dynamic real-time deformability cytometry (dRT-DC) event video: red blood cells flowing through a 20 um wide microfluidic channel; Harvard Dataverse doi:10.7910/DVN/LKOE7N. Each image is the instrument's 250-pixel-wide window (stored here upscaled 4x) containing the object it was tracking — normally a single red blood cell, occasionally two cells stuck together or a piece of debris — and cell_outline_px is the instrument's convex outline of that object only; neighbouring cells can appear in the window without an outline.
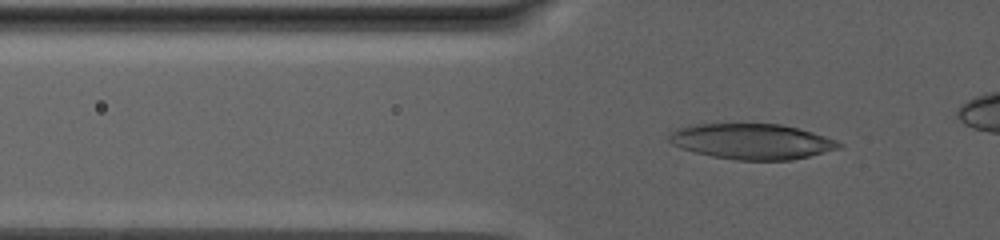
{"species": "human", "species_latin": "Homo sapiens", "temperature_condition": "warm", "stored_images_in_passage": 80, "camera_frame_rate_fps": 3000, "um_per_image_px": 0.085, "donor": {"sex": "male"}, "frame": {"image": 1, "passage_image": 33, "time_ms": 10.667, "image_size_px": [1000, 240], "cell_outline_px": [[844, 144], [840, 148], [792, 160], [736, 160], [712, 156], [680, 148], [672, 144], [668, 140], [668, 136], [676, 128], [696, 124], [780, 124], [812, 132], [836, 140]], "centroid_in_image_um": [63.89, 12.02], "position_along_channel_um": 61.9, "area_um2": 34.97}}
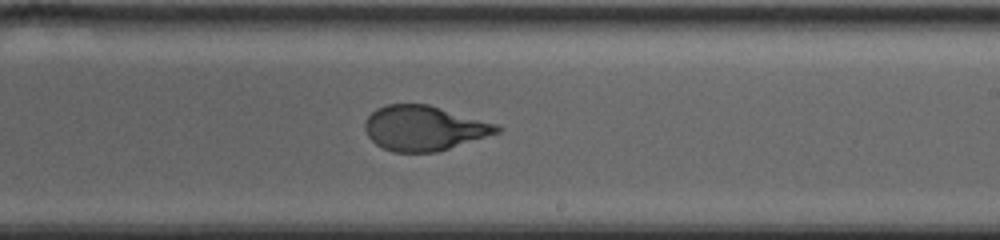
{"frame": {"image": 2, "passage_image": 57, "time_ms": 18.667, "image_size_px": [1000, 240], "cell_outline_px": [[500, 132], [436, 152], [392, 152], [376, 144], [368, 136], [364, 128], [364, 124], [368, 116], [376, 108], [388, 104], [428, 104], [496, 124], [500, 128]], "centroid_in_image_um": [36.0, 10.89], "position_along_channel_um": 253.0, "area_um2": 34.16}}
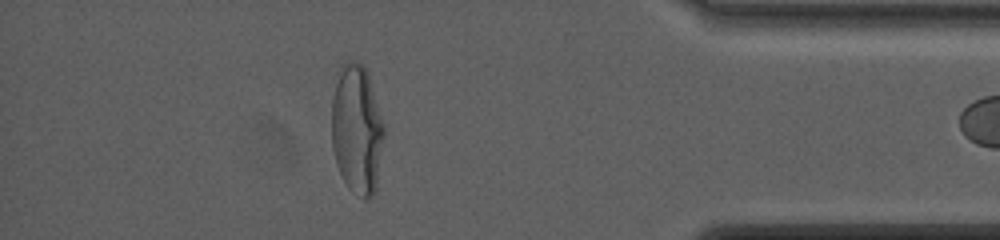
{"frame": {"image": 3, "passage_image": 78, "time_ms": 25.667, "image_size_px": [1000, 240], "cell_outline_px": [[384, 136], [376, 188], [372, 196], [364, 200], [348, 188], [336, 164], [332, 148], [332, 100], [340, 64], [348, 60], [356, 60], [364, 64], [368, 76], [384, 128]], "centroid_in_image_um": [30.32, 11.0], "position_along_channel_um": 404.9, "area_um2": 39.36}}